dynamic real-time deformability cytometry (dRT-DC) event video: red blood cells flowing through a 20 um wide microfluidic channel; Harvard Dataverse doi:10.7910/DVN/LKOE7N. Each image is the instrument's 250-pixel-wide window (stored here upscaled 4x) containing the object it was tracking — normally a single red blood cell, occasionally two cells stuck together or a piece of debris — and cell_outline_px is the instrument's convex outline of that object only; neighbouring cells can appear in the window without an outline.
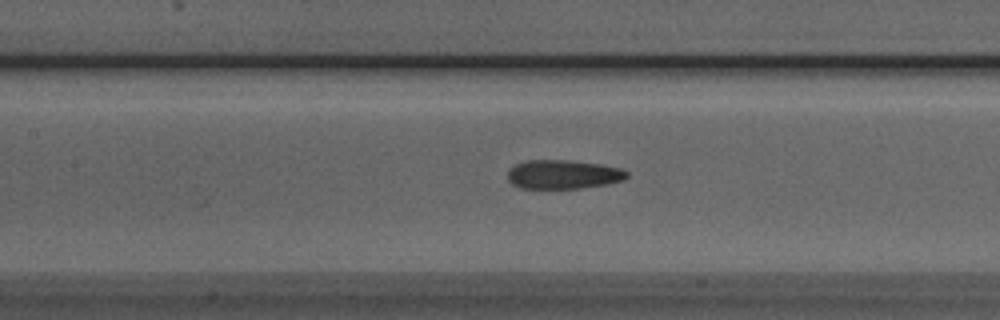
{"species": "Egyptian fruit bat (a non-hibernating species)", "species_latin": "Rousettus aegyptiacus", "temperature_condition": "room temperature", "stored_images_in_passage": 50, "camera_frame_rate_fps": 3000, "um_per_image_px": 0.085, "animal": {"sex": "male"}, "frame": {"image": 1, "passage_image": 22, "time_ms": 7.0, "image_size_px": [1000, 320], "cell_outline_px": [[628, 176], [624, 180], [608, 184], [580, 188], [520, 188], [512, 184], [508, 180], [508, 168], [524, 160], [568, 160], [600, 164], [620, 168], [628, 172]], "centroid_in_image_um": [47.85, 14.82], "position_along_channel_um": 159.5, "area_um2": 20.23}}
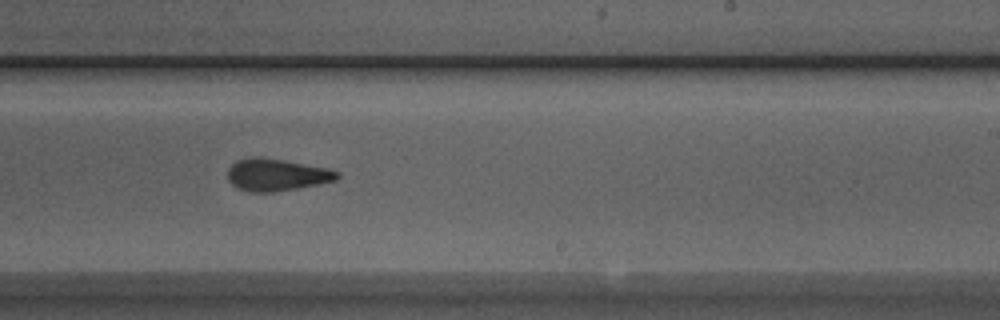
{"frame": {"image": 2, "passage_image": 30, "time_ms": 9.667, "image_size_px": [1000, 320], "cell_outline_px": [[340, 176], [336, 180], [296, 188], [272, 192], [252, 192], [236, 188], [228, 180], [228, 168], [236, 160], [248, 156], [260, 156], [284, 160], [328, 168], [340, 172]], "centroid_in_image_um": [23.47, 14.84], "position_along_channel_um": 265.5, "area_um2": 20.63}}
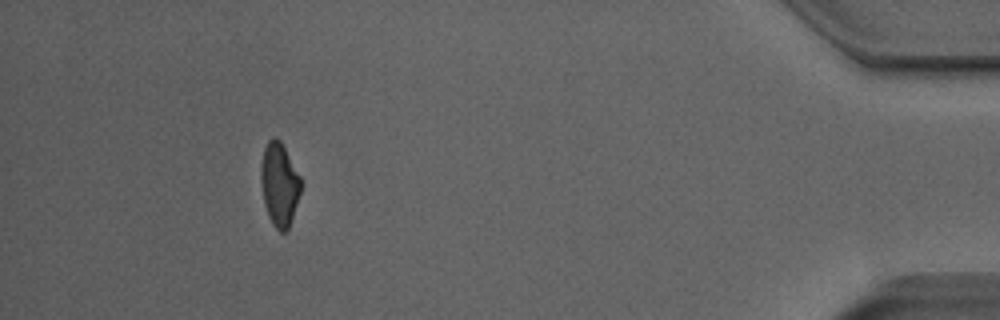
{"frame": {"image": 3, "passage_image": 46, "time_ms": 15.0, "image_size_px": [1000, 320], "cell_outline_px": [[300, 192], [288, 232], [280, 232], [272, 224], [268, 216], [264, 204], [260, 180], [260, 164], [264, 148], [268, 140], [272, 136], [276, 136], [280, 140], [300, 176]], "centroid_in_image_um": [23.72, 15.67], "position_along_channel_um": 411.5, "area_um2": 19.54}, "authors_computed_cell_mechanics": {"area_um2": 20.4323, "velocity_mm_per_s": 3.9844, "shape_relaxation_time_tau1_ms": 8.3614, "shape_relaxation_time_tau2_ms": 2.2392, "deformation_change_tau1": 0.191, "deformation_change_tau2": 0.1015}}